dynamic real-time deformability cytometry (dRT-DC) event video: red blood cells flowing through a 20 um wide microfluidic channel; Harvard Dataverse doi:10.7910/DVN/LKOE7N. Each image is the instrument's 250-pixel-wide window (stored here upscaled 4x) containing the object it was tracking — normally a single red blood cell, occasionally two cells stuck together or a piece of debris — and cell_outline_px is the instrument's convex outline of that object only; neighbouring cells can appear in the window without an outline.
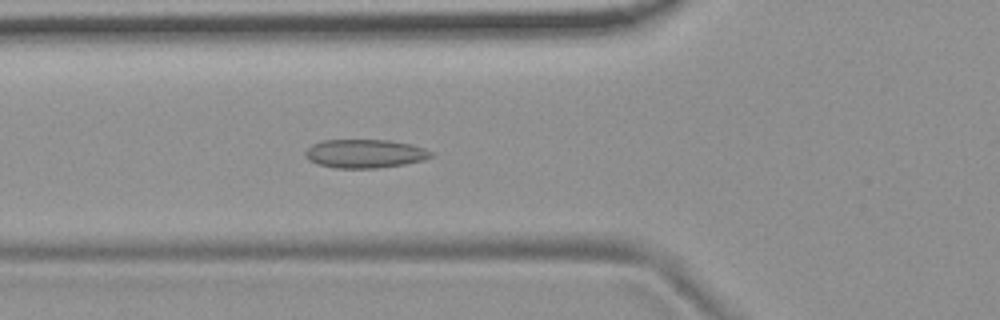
{"species": "common noctule bat (a hibernating species)", "species_latin": "Nyctalus noctula", "temperature_condition": "room temperature", "stored_images_in_passage": 55, "camera_frame_rate_fps": 3000, "um_per_image_px": 0.085, "animal": {"sex": "female", "body_mass_g": 19.9}, "frame": {"image": 1, "passage_image": 20, "time_ms": 6.333, "image_size_px": [1000, 320], "cell_outline_px": [[432, 156], [424, 160], [404, 164], [376, 168], [336, 168], [316, 164], [308, 160], [304, 156], [304, 152], [312, 144], [324, 140], [388, 140], [412, 144], [424, 148], [432, 152]], "centroid_in_image_um": [30.99, 13.06], "position_along_channel_um": 94.8, "area_um2": 21.04}}
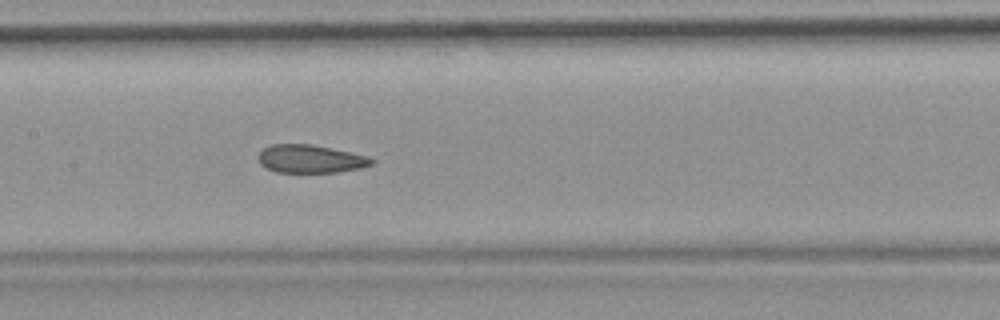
{"frame": {"image": 2, "passage_image": 27, "time_ms": 8.667, "image_size_px": [1000, 320], "cell_outline_px": [[376, 160], [372, 164], [360, 168], [336, 172], [276, 172], [260, 164], [256, 156], [264, 148], [272, 144], [312, 144], [368, 156]], "centroid_in_image_um": [26.37, 13.5], "position_along_channel_um": 181.0, "area_um2": 18.5}}
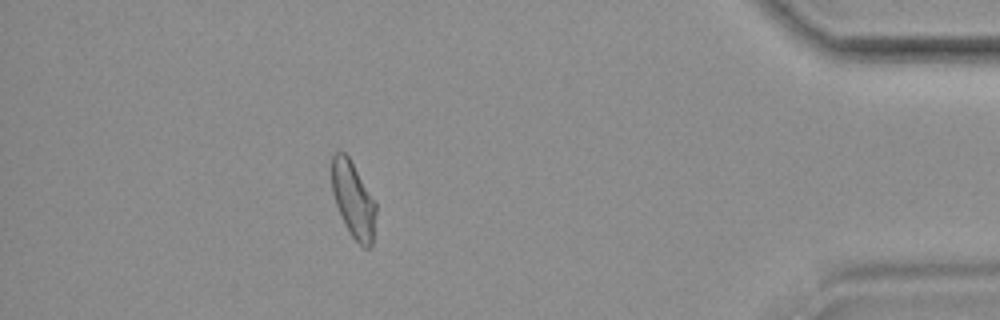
{"frame": {"image": 3, "passage_image": 49, "time_ms": 16.0, "image_size_px": [1000, 320], "cell_outline_px": [[376, 212], [372, 244], [368, 248], [364, 248], [352, 236], [344, 224], [336, 204], [332, 192], [332, 152], [344, 152], [348, 156], [376, 204]], "centroid_in_image_um": [30.01, 16.98], "position_along_channel_um": 405.2, "area_um2": 19.19}, "authors_computed_cell_mechanics": {"area_um2": 20.3456, "velocity_mm_per_s": 3.6871, "shape_relaxation_time_tau1_ms": null, "shape_relaxation_time_tau2_ms": 2.4374, "deformation_change_tau1": null, "deformation_change_tau2": 0.0776}}